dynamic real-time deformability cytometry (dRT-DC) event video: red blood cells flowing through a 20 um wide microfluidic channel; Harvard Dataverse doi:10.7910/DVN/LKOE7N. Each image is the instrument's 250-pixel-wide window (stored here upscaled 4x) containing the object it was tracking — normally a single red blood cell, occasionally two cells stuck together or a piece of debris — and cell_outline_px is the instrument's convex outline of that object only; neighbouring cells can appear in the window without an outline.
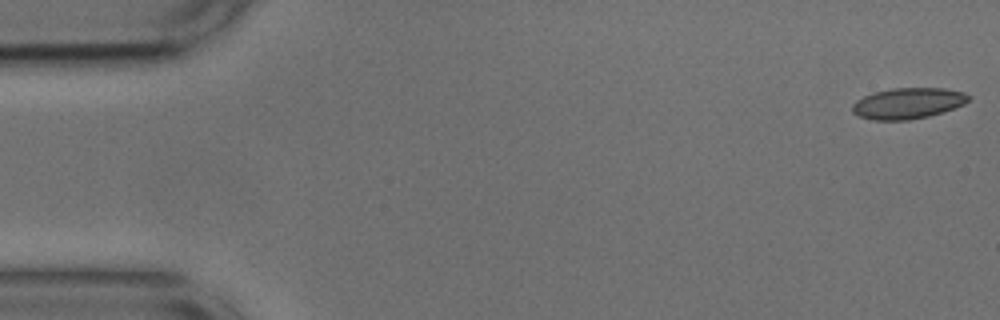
{"species": "common noctule bat (a hibernating species)", "species_latin": "Nyctalus noctula", "temperature_condition": "cold", "stored_images_in_passage": 42, "camera_frame_rate_fps": 3000, "um_per_image_px": 0.085, "animal": {"sex": "male", "body_mass_g": 17.9, "forearm_length_mm": 54.2}, "frame": {"image": 1, "passage_image": 1, "time_ms": 0.0, "image_size_px": [1000, 320], "cell_outline_px": [[972, 96], [964, 104], [928, 116], [908, 120], [872, 120], [860, 116], [852, 112], [852, 104], [856, 100], [872, 92], [892, 88], [944, 88], [964, 92]], "centroid_in_image_um": [77.15, 8.77], "position_along_channel_um": 7.9, "area_um2": 20.92}}
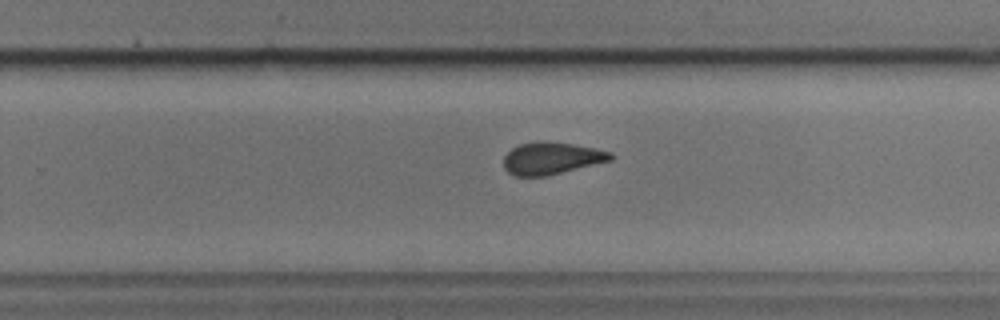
{"frame": {"image": 2, "passage_image": 33, "time_ms": 10.667, "image_size_px": [1000, 320], "cell_outline_px": [[616, 156], [612, 160], [544, 176], [512, 176], [504, 168], [504, 156], [512, 148], [520, 144], [544, 140], [572, 144], [596, 148], [612, 152]], "centroid_in_image_um": [46.88, 13.44], "position_along_channel_um": 282.9, "area_um2": 20.06}}
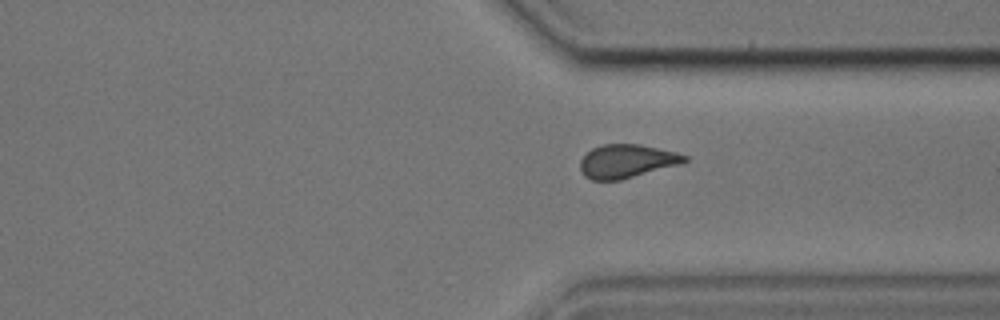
{"frame": {"image": 3, "passage_image": 39, "time_ms": 12.667, "image_size_px": [1000, 320], "cell_outline_px": [[688, 160], [680, 164], [620, 180], [592, 180], [584, 176], [580, 168], [580, 160], [592, 148], [604, 144], [640, 144], [676, 152], [688, 156]], "centroid_in_image_um": [53.27, 13.7], "position_along_channel_um": 358.1, "area_um2": 20.29}}